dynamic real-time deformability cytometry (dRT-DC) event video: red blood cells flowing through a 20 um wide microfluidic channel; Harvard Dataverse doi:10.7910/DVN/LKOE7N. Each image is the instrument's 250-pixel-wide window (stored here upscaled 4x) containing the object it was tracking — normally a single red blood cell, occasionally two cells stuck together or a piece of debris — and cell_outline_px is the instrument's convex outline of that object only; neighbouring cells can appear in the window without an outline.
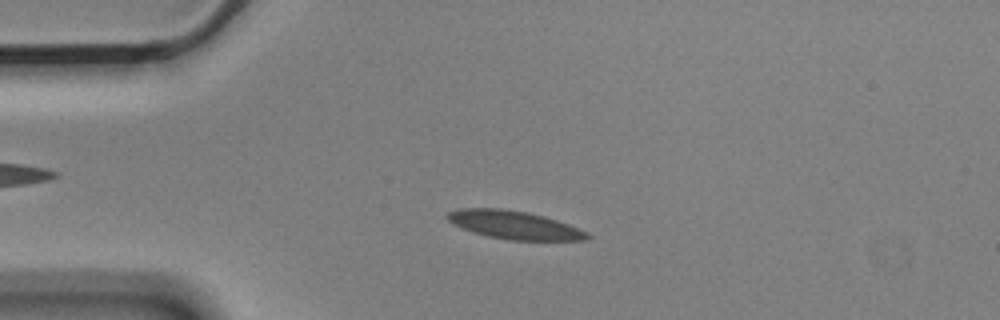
{"species": "Egyptian fruit bat (a non-hibernating species)", "species_latin": "Rousettus aegyptiacus", "temperature_condition": "cold", "stored_images_in_passage": 6, "camera_frame_rate_fps": 3000, "um_per_image_px": 0.085, "animal": {"sex": "male"}, "frame": {"image": 1, "passage_image": 3, "time_ms": 0.667, "image_size_px": [1000, 320], "cell_outline_px": [[592, 236], [588, 240], [508, 240], [488, 236], [472, 232], [452, 224], [444, 216], [448, 212], [460, 208], [500, 208], [528, 212], [544, 216], [568, 224], [588, 232]], "centroid_in_image_um": [43.7, 19.12], "position_along_channel_um": 41.3, "area_um2": 23.12}}
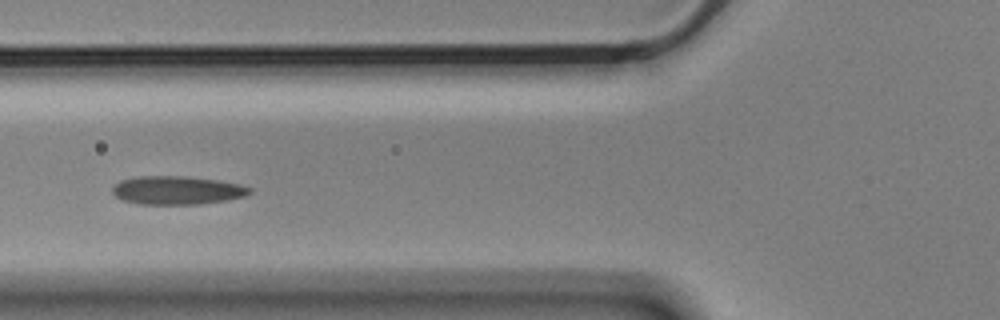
{"frame": {"image": 2, "passage_image": 5, "time_ms": 1.333, "image_size_px": [1000, 320], "cell_outline_px": [[252, 192], [244, 196], [224, 200], [200, 204], [140, 204], [124, 200], [116, 196], [112, 192], [112, 188], [120, 180], [136, 176], [188, 176], [216, 180], [240, 184], [252, 188]], "centroid_in_image_um": [15.04, 16.16], "position_along_channel_um": 110.8, "area_um2": 22.66}}
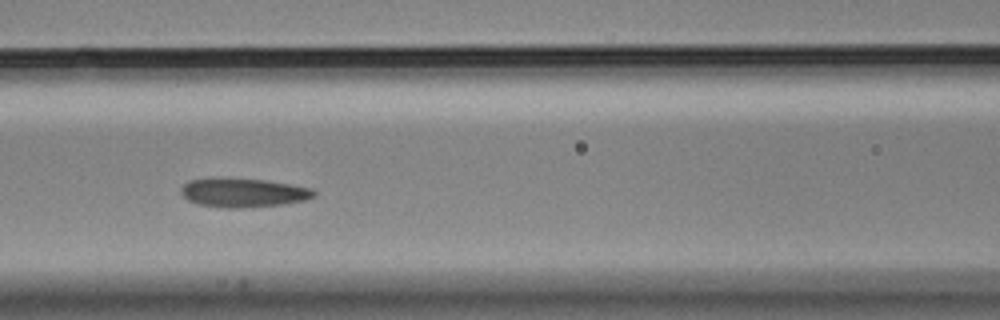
{"frame": {"image": 3, "passage_image": 6, "time_ms": 1.667, "image_size_px": [1000, 320], "cell_outline_px": [[316, 196], [304, 200], [284, 204], [240, 208], [224, 208], [196, 204], [188, 200], [180, 192], [180, 188], [188, 180], [212, 176], [220, 176], [264, 180], [312, 188], [316, 192]], "centroid_in_image_um": [20.6, 16.35], "position_along_channel_um": 146.0, "area_um2": 23.0}}